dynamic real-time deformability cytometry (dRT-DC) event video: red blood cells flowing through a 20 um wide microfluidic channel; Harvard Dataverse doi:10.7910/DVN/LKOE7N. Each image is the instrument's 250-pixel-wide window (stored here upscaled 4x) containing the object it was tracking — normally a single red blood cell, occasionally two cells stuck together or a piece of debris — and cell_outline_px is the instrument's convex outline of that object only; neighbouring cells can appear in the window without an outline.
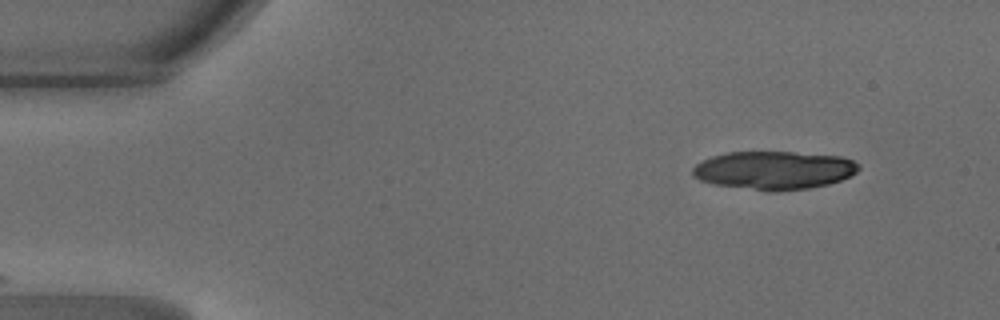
{"species": "common noctule bat (a hibernating species)", "species_latin": "Nyctalus noctula", "temperature_condition": "warm", "stored_images_in_passage": 13, "camera_frame_rate_fps": 3000, "um_per_image_px": 0.085, "animal": {"sex": "male", "body_mass_g": 18.8}, "frame": {"image": 1, "passage_image": 1, "time_ms": 0.0, "image_size_px": [1000, 320], "cell_outline_px": [[860, 168], [856, 172], [840, 180], [828, 184], [808, 188], [776, 192], [764, 192], [712, 184], [700, 180], [692, 176], [692, 168], [696, 164], [712, 156], [728, 152], [792, 152], [840, 156], [852, 160], [860, 164]], "centroid_in_image_um": [65.75, 14.49], "position_along_channel_um": 19.2, "area_um2": 37.34}}